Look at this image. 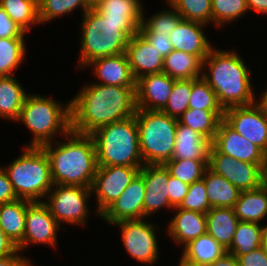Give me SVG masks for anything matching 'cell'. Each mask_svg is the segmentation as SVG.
Wrapping results in <instances>:
<instances>
[{"instance_id": "6da1fadb", "label": "cell", "mask_w": 267, "mask_h": 266, "mask_svg": "<svg viewBox=\"0 0 267 266\" xmlns=\"http://www.w3.org/2000/svg\"><path fill=\"white\" fill-rule=\"evenodd\" d=\"M135 89L96 82L83 86L70 101L71 130L90 135L100 127L134 116Z\"/></svg>"}, {"instance_id": "7a4b0ae2", "label": "cell", "mask_w": 267, "mask_h": 266, "mask_svg": "<svg viewBox=\"0 0 267 266\" xmlns=\"http://www.w3.org/2000/svg\"><path fill=\"white\" fill-rule=\"evenodd\" d=\"M66 143L55 141L41 146L48 157L53 185L91 188L98 164L91 135L70 130Z\"/></svg>"}, {"instance_id": "3957f363", "label": "cell", "mask_w": 267, "mask_h": 266, "mask_svg": "<svg viewBox=\"0 0 267 266\" xmlns=\"http://www.w3.org/2000/svg\"><path fill=\"white\" fill-rule=\"evenodd\" d=\"M206 66L208 72L206 73ZM250 68L235 51L211 49L203 61L202 78L214 90L223 109L256 102Z\"/></svg>"}, {"instance_id": "277c9868", "label": "cell", "mask_w": 267, "mask_h": 266, "mask_svg": "<svg viewBox=\"0 0 267 266\" xmlns=\"http://www.w3.org/2000/svg\"><path fill=\"white\" fill-rule=\"evenodd\" d=\"M82 19L80 68L97 58L125 53L129 39L139 32L141 25L110 22L94 7L86 11Z\"/></svg>"}, {"instance_id": "5b68a950", "label": "cell", "mask_w": 267, "mask_h": 266, "mask_svg": "<svg viewBox=\"0 0 267 266\" xmlns=\"http://www.w3.org/2000/svg\"><path fill=\"white\" fill-rule=\"evenodd\" d=\"M90 135L94 140L98 166L144 165L135 115L100 127Z\"/></svg>"}, {"instance_id": "8992f818", "label": "cell", "mask_w": 267, "mask_h": 266, "mask_svg": "<svg viewBox=\"0 0 267 266\" xmlns=\"http://www.w3.org/2000/svg\"><path fill=\"white\" fill-rule=\"evenodd\" d=\"M16 122L24 123L34 137L25 147H41L71 130L70 101L63 106L52 98L28 93Z\"/></svg>"}, {"instance_id": "52a82bcc", "label": "cell", "mask_w": 267, "mask_h": 266, "mask_svg": "<svg viewBox=\"0 0 267 266\" xmlns=\"http://www.w3.org/2000/svg\"><path fill=\"white\" fill-rule=\"evenodd\" d=\"M23 149L4 170L18 199L42 202L40 199L53 188L48 157L41 147Z\"/></svg>"}, {"instance_id": "ba28073f", "label": "cell", "mask_w": 267, "mask_h": 266, "mask_svg": "<svg viewBox=\"0 0 267 266\" xmlns=\"http://www.w3.org/2000/svg\"><path fill=\"white\" fill-rule=\"evenodd\" d=\"M139 149L144 164H164L172 159L178 119L158 110L137 109Z\"/></svg>"}, {"instance_id": "9c48e42d", "label": "cell", "mask_w": 267, "mask_h": 266, "mask_svg": "<svg viewBox=\"0 0 267 266\" xmlns=\"http://www.w3.org/2000/svg\"><path fill=\"white\" fill-rule=\"evenodd\" d=\"M91 188L70 185H53L46 195L48 201L43 203L49 208L51 215L61 225L85 226L91 195Z\"/></svg>"}, {"instance_id": "30bf717a", "label": "cell", "mask_w": 267, "mask_h": 266, "mask_svg": "<svg viewBox=\"0 0 267 266\" xmlns=\"http://www.w3.org/2000/svg\"><path fill=\"white\" fill-rule=\"evenodd\" d=\"M208 168L223 176L240 191L255 190L267 182V163H250L220 153L212 144Z\"/></svg>"}, {"instance_id": "8fae6325", "label": "cell", "mask_w": 267, "mask_h": 266, "mask_svg": "<svg viewBox=\"0 0 267 266\" xmlns=\"http://www.w3.org/2000/svg\"><path fill=\"white\" fill-rule=\"evenodd\" d=\"M140 168L119 165L98 166L91 185V193H96L98 199L96 215L100 217L120 197L139 174Z\"/></svg>"}, {"instance_id": "7c38bea8", "label": "cell", "mask_w": 267, "mask_h": 266, "mask_svg": "<svg viewBox=\"0 0 267 266\" xmlns=\"http://www.w3.org/2000/svg\"><path fill=\"white\" fill-rule=\"evenodd\" d=\"M112 225L120 227L123 244L131 257L146 264L157 262L159 247L154 224L144 218L122 220Z\"/></svg>"}, {"instance_id": "4fadbf2b", "label": "cell", "mask_w": 267, "mask_h": 266, "mask_svg": "<svg viewBox=\"0 0 267 266\" xmlns=\"http://www.w3.org/2000/svg\"><path fill=\"white\" fill-rule=\"evenodd\" d=\"M223 120L267 154V112L257 102L225 109Z\"/></svg>"}, {"instance_id": "5bb4252c", "label": "cell", "mask_w": 267, "mask_h": 266, "mask_svg": "<svg viewBox=\"0 0 267 266\" xmlns=\"http://www.w3.org/2000/svg\"><path fill=\"white\" fill-rule=\"evenodd\" d=\"M60 224L51 215L49 208L42 202H32L26 209L23 240L17 245L21 252L29 244H48L56 247L57 231Z\"/></svg>"}, {"instance_id": "9a60e30c", "label": "cell", "mask_w": 267, "mask_h": 266, "mask_svg": "<svg viewBox=\"0 0 267 266\" xmlns=\"http://www.w3.org/2000/svg\"><path fill=\"white\" fill-rule=\"evenodd\" d=\"M139 175L144 180L145 197L144 218L152 215L161 208L167 207L173 210L169 201V171L164 164H144L139 171Z\"/></svg>"}, {"instance_id": "2e32d148", "label": "cell", "mask_w": 267, "mask_h": 266, "mask_svg": "<svg viewBox=\"0 0 267 266\" xmlns=\"http://www.w3.org/2000/svg\"><path fill=\"white\" fill-rule=\"evenodd\" d=\"M211 144L220 152L243 162L267 163V154L246 140L223 119Z\"/></svg>"}, {"instance_id": "e0dca14e", "label": "cell", "mask_w": 267, "mask_h": 266, "mask_svg": "<svg viewBox=\"0 0 267 266\" xmlns=\"http://www.w3.org/2000/svg\"><path fill=\"white\" fill-rule=\"evenodd\" d=\"M144 197V180L138 174L120 197L100 217L108 224H114L122 220L144 219Z\"/></svg>"}, {"instance_id": "ac0fdd59", "label": "cell", "mask_w": 267, "mask_h": 266, "mask_svg": "<svg viewBox=\"0 0 267 266\" xmlns=\"http://www.w3.org/2000/svg\"><path fill=\"white\" fill-rule=\"evenodd\" d=\"M176 79L164 72L148 74L136 80V108L161 111L168 102Z\"/></svg>"}, {"instance_id": "d6986e66", "label": "cell", "mask_w": 267, "mask_h": 266, "mask_svg": "<svg viewBox=\"0 0 267 266\" xmlns=\"http://www.w3.org/2000/svg\"><path fill=\"white\" fill-rule=\"evenodd\" d=\"M125 53L135 80L163 72L164 58L139 32L129 39Z\"/></svg>"}, {"instance_id": "ffe728a7", "label": "cell", "mask_w": 267, "mask_h": 266, "mask_svg": "<svg viewBox=\"0 0 267 266\" xmlns=\"http://www.w3.org/2000/svg\"><path fill=\"white\" fill-rule=\"evenodd\" d=\"M88 66L93 68V73L98 78L97 84L136 87L126 53L97 58L88 63L86 67Z\"/></svg>"}, {"instance_id": "44dd1931", "label": "cell", "mask_w": 267, "mask_h": 266, "mask_svg": "<svg viewBox=\"0 0 267 266\" xmlns=\"http://www.w3.org/2000/svg\"><path fill=\"white\" fill-rule=\"evenodd\" d=\"M205 24L182 20L169 35L173 49L194 54L204 61L212 48L204 33Z\"/></svg>"}, {"instance_id": "7402d4cb", "label": "cell", "mask_w": 267, "mask_h": 266, "mask_svg": "<svg viewBox=\"0 0 267 266\" xmlns=\"http://www.w3.org/2000/svg\"><path fill=\"white\" fill-rule=\"evenodd\" d=\"M176 213L167 225L168 234L183 248L191 241L207 233L206 214L174 207Z\"/></svg>"}, {"instance_id": "603a6c76", "label": "cell", "mask_w": 267, "mask_h": 266, "mask_svg": "<svg viewBox=\"0 0 267 266\" xmlns=\"http://www.w3.org/2000/svg\"><path fill=\"white\" fill-rule=\"evenodd\" d=\"M211 141L178 122L172 159H208Z\"/></svg>"}, {"instance_id": "cb8c5ba5", "label": "cell", "mask_w": 267, "mask_h": 266, "mask_svg": "<svg viewBox=\"0 0 267 266\" xmlns=\"http://www.w3.org/2000/svg\"><path fill=\"white\" fill-rule=\"evenodd\" d=\"M207 234L228 250L233 242L239 219L233 208L216 207L206 213Z\"/></svg>"}, {"instance_id": "d4e9b609", "label": "cell", "mask_w": 267, "mask_h": 266, "mask_svg": "<svg viewBox=\"0 0 267 266\" xmlns=\"http://www.w3.org/2000/svg\"><path fill=\"white\" fill-rule=\"evenodd\" d=\"M234 212L239 221L260 223L267 216V182L255 190L241 191Z\"/></svg>"}, {"instance_id": "484cf974", "label": "cell", "mask_w": 267, "mask_h": 266, "mask_svg": "<svg viewBox=\"0 0 267 266\" xmlns=\"http://www.w3.org/2000/svg\"><path fill=\"white\" fill-rule=\"evenodd\" d=\"M202 180L206 186L208 201L212 208H233L241 191L232 183L207 168Z\"/></svg>"}, {"instance_id": "4316f807", "label": "cell", "mask_w": 267, "mask_h": 266, "mask_svg": "<svg viewBox=\"0 0 267 266\" xmlns=\"http://www.w3.org/2000/svg\"><path fill=\"white\" fill-rule=\"evenodd\" d=\"M31 203L25 199H17L0 204V226L7 237L16 245L23 240L26 209Z\"/></svg>"}, {"instance_id": "83f0119b", "label": "cell", "mask_w": 267, "mask_h": 266, "mask_svg": "<svg viewBox=\"0 0 267 266\" xmlns=\"http://www.w3.org/2000/svg\"><path fill=\"white\" fill-rule=\"evenodd\" d=\"M94 8L113 23H142L144 7L140 0H101Z\"/></svg>"}, {"instance_id": "f1b7e54d", "label": "cell", "mask_w": 267, "mask_h": 266, "mask_svg": "<svg viewBox=\"0 0 267 266\" xmlns=\"http://www.w3.org/2000/svg\"><path fill=\"white\" fill-rule=\"evenodd\" d=\"M163 72L176 80L200 78L203 61L194 54L173 50L164 58Z\"/></svg>"}, {"instance_id": "f546056e", "label": "cell", "mask_w": 267, "mask_h": 266, "mask_svg": "<svg viewBox=\"0 0 267 266\" xmlns=\"http://www.w3.org/2000/svg\"><path fill=\"white\" fill-rule=\"evenodd\" d=\"M26 93L14 75L0 77V117L12 121L19 118Z\"/></svg>"}, {"instance_id": "4dcf8cb0", "label": "cell", "mask_w": 267, "mask_h": 266, "mask_svg": "<svg viewBox=\"0 0 267 266\" xmlns=\"http://www.w3.org/2000/svg\"><path fill=\"white\" fill-rule=\"evenodd\" d=\"M182 251L180 257L200 266L211 264L227 253V250L207 233L191 241Z\"/></svg>"}, {"instance_id": "1f68e13d", "label": "cell", "mask_w": 267, "mask_h": 266, "mask_svg": "<svg viewBox=\"0 0 267 266\" xmlns=\"http://www.w3.org/2000/svg\"><path fill=\"white\" fill-rule=\"evenodd\" d=\"M225 111H211L188 108L178 122L213 141Z\"/></svg>"}, {"instance_id": "d6a6232c", "label": "cell", "mask_w": 267, "mask_h": 266, "mask_svg": "<svg viewBox=\"0 0 267 266\" xmlns=\"http://www.w3.org/2000/svg\"><path fill=\"white\" fill-rule=\"evenodd\" d=\"M262 245V226L258 223L239 221L228 253L238 256L250 253Z\"/></svg>"}, {"instance_id": "836d02e7", "label": "cell", "mask_w": 267, "mask_h": 266, "mask_svg": "<svg viewBox=\"0 0 267 266\" xmlns=\"http://www.w3.org/2000/svg\"><path fill=\"white\" fill-rule=\"evenodd\" d=\"M0 6L25 33L39 24L38 3L34 0H0Z\"/></svg>"}, {"instance_id": "e575fe53", "label": "cell", "mask_w": 267, "mask_h": 266, "mask_svg": "<svg viewBox=\"0 0 267 266\" xmlns=\"http://www.w3.org/2000/svg\"><path fill=\"white\" fill-rule=\"evenodd\" d=\"M24 37L0 38V77L12 76L25 58Z\"/></svg>"}, {"instance_id": "d590c367", "label": "cell", "mask_w": 267, "mask_h": 266, "mask_svg": "<svg viewBox=\"0 0 267 266\" xmlns=\"http://www.w3.org/2000/svg\"><path fill=\"white\" fill-rule=\"evenodd\" d=\"M171 176L190 185L203 178L208 168V159H171L164 163Z\"/></svg>"}, {"instance_id": "8d00e7d4", "label": "cell", "mask_w": 267, "mask_h": 266, "mask_svg": "<svg viewBox=\"0 0 267 266\" xmlns=\"http://www.w3.org/2000/svg\"><path fill=\"white\" fill-rule=\"evenodd\" d=\"M81 7L83 14L91 8L87 0H40L38 16L40 24L48 23Z\"/></svg>"}, {"instance_id": "74e56055", "label": "cell", "mask_w": 267, "mask_h": 266, "mask_svg": "<svg viewBox=\"0 0 267 266\" xmlns=\"http://www.w3.org/2000/svg\"><path fill=\"white\" fill-rule=\"evenodd\" d=\"M167 3L184 20L199 22L205 25L212 23V0H167Z\"/></svg>"}, {"instance_id": "f35d334b", "label": "cell", "mask_w": 267, "mask_h": 266, "mask_svg": "<svg viewBox=\"0 0 267 266\" xmlns=\"http://www.w3.org/2000/svg\"><path fill=\"white\" fill-rule=\"evenodd\" d=\"M171 9L161 10L160 12L150 15L149 19L144 18L142 12V23L139 28V33H159L170 35L183 18L169 4Z\"/></svg>"}, {"instance_id": "ab89813d", "label": "cell", "mask_w": 267, "mask_h": 266, "mask_svg": "<svg viewBox=\"0 0 267 266\" xmlns=\"http://www.w3.org/2000/svg\"><path fill=\"white\" fill-rule=\"evenodd\" d=\"M192 86L193 79L176 80L168 102L161 111L178 119L189 108Z\"/></svg>"}, {"instance_id": "60d3db41", "label": "cell", "mask_w": 267, "mask_h": 266, "mask_svg": "<svg viewBox=\"0 0 267 266\" xmlns=\"http://www.w3.org/2000/svg\"><path fill=\"white\" fill-rule=\"evenodd\" d=\"M249 11L246 0H212V23L218 28Z\"/></svg>"}, {"instance_id": "b9f144b4", "label": "cell", "mask_w": 267, "mask_h": 266, "mask_svg": "<svg viewBox=\"0 0 267 266\" xmlns=\"http://www.w3.org/2000/svg\"><path fill=\"white\" fill-rule=\"evenodd\" d=\"M189 108L225 111L220 105L214 90L202 77L193 79L192 93L191 98L189 99Z\"/></svg>"}, {"instance_id": "7bdbcfd3", "label": "cell", "mask_w": 267, "mask_h": 266, "mask_svg": "<svg viewBox=\"0 0 267 266\" xmlns=\"http://www.w3.org/2000/svg\"><path fill=\"white\" fill-rule=\"evenodd\" d=\"M178 208L197 211L203 214H206L212 208L208 201L206 186L202 179L189 185L187 195Z\"/></svg>"}, {"instance_id": "ee69618b", "label": "cell", "mask_w": 267, "mask_h": 266, "mask_svg": "<svg viewBox=\"0 0 267 266\" xmlns=\"http://www.w3.org/2000/svg\"><path fill=\"white\" fill-rule=\"evenodd\" d=\"M152 47H154L158 53L165 58L170 54L173 49L169 35H163L159 33H140Z\"/></svg>"}, {"instance_id": "f6af8a7d", "label": "cell", "mask_w": 267, "mask_h": 266, "mask_svg": "<svg viewBox=\"0 0 267 266\" xmlns=\"http://www.w3.org/2000/svg\"><path fill=\"white\" fill-rule=\"evenodd\" d=\"M168 189L170 204L173 207H178L183 201L184 197L187 195L189 185L177 178H174L169 173Z\"/></svg>"}, {"instance_id": "bcb514c9", "label": "cell", "mask_w": 267, "mask_h": 266, "mask_svg": "<svg viewBox=\"0 0 267 266\" xmlns=\"http://www.w3.org/2000/svg\"><path fill=\"white\" fill-rule=\"evenodd\" d=\"M25 34L0 6V38L25 37Z\"/></svg>"}, {"instance_id": "7dc6e473", "label": "cell", "mask_w": 267, "mask_h": 266, "mask_svg": "<svg viewBox=\"0 0 267 266\" xmlns=\"http://www.w3.org/2000/svg\"><path fill=\"white\" fill-rule=\"evenodd\" d=\"M240 266H267V253L259 247L250 253L237 257Z\"/></svg>"}, {"instance_id": "c3c4849f", "label": "cell", "mask_w": 267, "mask_h": 266, "mask_svg": "<svg viewBox=\"0 0 267 266\" xmlns=\"http://www.w3.org/2000/svg\"><path fill=\"white\" fill-rule=\"evenodd\" d=\"M12 184L9 181V177L4 170V167H0V204L8 203L17 200Z\"/></svg>"}, {"instance_id": "681fc988", "label": "cell", "mask_w": 267, "mask_h": 266, "mask_svg": "<svg viewBox=\"0 0 267 266\" xmlns=\"http://www.w3.org/2000/svg\"><path fill=\"white\" fill-rule=\"evenodd\" d=\"M17 251V245L7 237L0 226V258L13 255Z\"/></svg>"}, {"instance_id": "f907efd6", "label": "cell", "mask_w": 267, "mask_h": 266, "mask_svg": "<svg viewBox=\"0 0 267 266\" xmlns=\"http://www.w3.org/2000/svg\"><path fill=\"white\" fill-rule=\"evenodd\" d=\"M22 252L19 250L10 256L0 258V266H33L30 258L27 259L26 256H21Z\"/></svg>"}, {"instance_id": "816d5d0a", "label": "cell", "mask_w": 267, "mask_h": 266, "mask_svg": "<svg viewBox=\"0 0 267 266\" xmlns=\"http://www.w3.org/2000/svg\"><path fill=\"white\" fill-rule=\"evenodd\" d=\"M206 266H240L237 258L230 253H225L221 258Z\"/></svg>"}, {"instance_id": "f5cc1de1", "label": "cell", "mask_w": 267, "mask_h": 266, "mask_svg": "<svg viewBox=\"0 0 267 266\" xmlns=\"http://www.w3.org/2000/svg\"><path fill=\"white\" fill-rule=\"evenodd\" d=\"M249 10L256 13L267 14V0H246Z\"/></svg>"}, {"instance_id": "db71d44e", "label": "cell", "mask_w": 267, "mask_h": 266, "mask_svg": "<svg viewBox=\"0 0 267 266\" xmlns=\"http://www.w3.org/2000/svg\"><path fill=\"white\" fill-rule=\"evenodd\" d=\"M261 247L266 251L267 253V224L266 226H262V245Z\"/></svg>"}, {"instance_id": "11a10c76", "label": "cell", "mask_w": 267, "mask_h": 266, "mask_svg": "<svg viewBox=\"0 0 267 266\" xmlns=\"http://www.w3.org/2000/svg\"><path fill=\"white\" fill-rule=\"evenodd\" d=\"M261 94H262L261 99L257 100V103L267 112V89L265 90L264 93Z\"/></svg>"}, {"instance_id": "9f6ffc18", "label": "cell", "mask_w": 267, "mask_h": 266, "mask_svg": "<svg viewBox=\"0 0 267 266\" xmlns=\"http://www.w3.org/2000/svg\"><path fill=\"white\" fill-rule=\"evenodd\" d=\"M179 266H200V265H196V264H192L188 261H186L184 258H180V261H179Z\"/></svg>"}, {"instance_id": "6f0895ef", "label": "cell", "mask_w": 267, "mask_h": 266, "mask_svg": "<svg viewBox=\"0 0 267 266\" xmlns=\"http://www.w3.org/2000/svg\"><path fill=\"white\" fill-rule=\"evenodd\" d=\"M91 7H94L96 4H98L101 0H87Z\"/></svg>"}]
</instances>
